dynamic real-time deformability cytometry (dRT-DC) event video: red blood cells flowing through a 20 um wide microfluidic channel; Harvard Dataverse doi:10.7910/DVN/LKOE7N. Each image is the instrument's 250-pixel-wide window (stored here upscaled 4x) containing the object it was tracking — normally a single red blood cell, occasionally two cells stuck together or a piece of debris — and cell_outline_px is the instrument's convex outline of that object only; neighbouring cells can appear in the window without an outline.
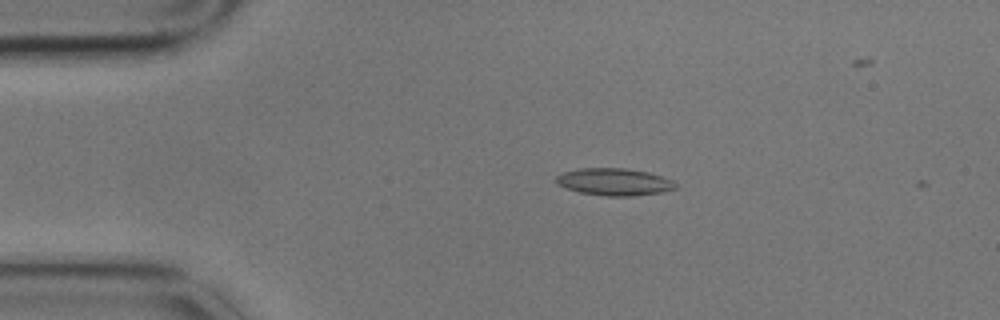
{"species": "common noctule bat (a hibernating species)", "species_latin": "Nyctalus noctula", "temperature_condition": "cold", "stored_images_in_passage": 6, "camera_frame_rate_fps": 3000, "um_per_image_px": 0.085, "animal": {"sex": "male", "body_mass_g": 17.9}, "frame": {"image": 1, "passage_image": 4, "time_ms": 1.0, "image_size_px": [1000, 320], "cell_outline_px": [[676, 188], [664, 192], [636, 196], [604, 196], [580, 192], [556, 184], [556, 176], [564, 172], [580, 168], [624, 168], [648, 172], [672, 180], [676, 184]], "centroid_in_image_um": [52.22, 15.46], "position_along_channel_um": 32.8, "area_um2": 18.9}}